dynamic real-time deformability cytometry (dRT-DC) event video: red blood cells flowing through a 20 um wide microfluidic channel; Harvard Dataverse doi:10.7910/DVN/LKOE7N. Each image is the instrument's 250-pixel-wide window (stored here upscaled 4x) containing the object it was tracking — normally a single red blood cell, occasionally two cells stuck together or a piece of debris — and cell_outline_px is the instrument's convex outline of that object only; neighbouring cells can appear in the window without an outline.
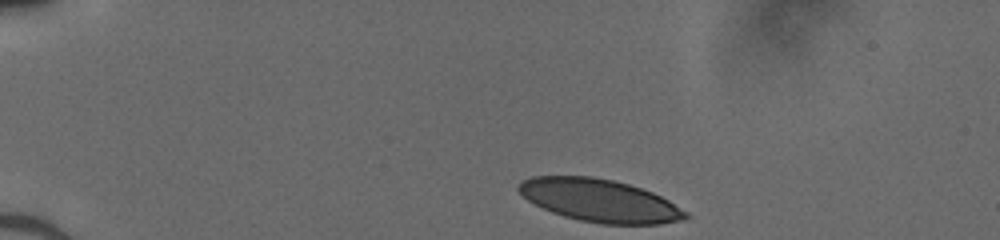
{"species": "human", "species_latin": "Homo sapiens", "temperature_condition": "cold", "stored_images_in_passage": 36, "camera_frame_rate_fps": 3000, "um_per_image_px": 0.085, "donor": {"sex": "male"}, "frame": {"image": 1, "passage_image": 1, "time_ms": 0.0, "image_size_px": [1000, 240], "cell_outline_px": [[692, 216], [684, 220], [660, 224], [600, 224], [580, 220], [564, 216], [552, 212], [528, 200], [516, 188], [524, 180], [532, 176], [592, 176], [612, 180], [628, 184], [652, 192], [668, 200], [688, 212]], "centroid_in_image_um": [51.01, 17.05], "position_along_channel_um": 34.0, "area_um2": 41.38}}
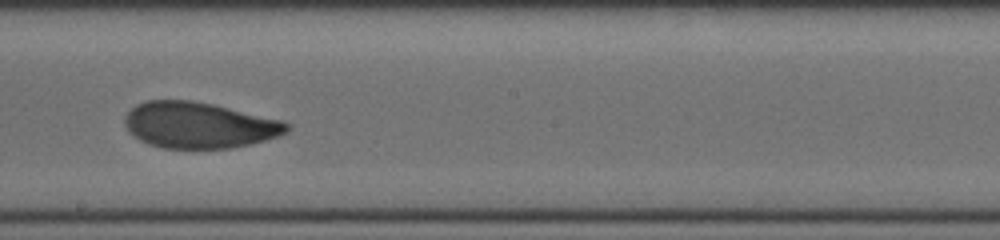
{"frame": {"image": 2, "passage_image": 21, "time_ms": 6.667, "image_size_px": [1000, 240], "cell_outline_px": [[292, 124], [288, 132], [280, 136], [248, 144], [228, 148], [164, 148], [148, 144], [132, 136], [128, 132], [124, 124], [124, 116], [136, 104], [144, 100], [192, 100], [212, 104], [284, 120]], "centroid_in_image_um": [16.91, 10.63], "position_along_channel_um": 231.3, "area_um2": 43.81}}
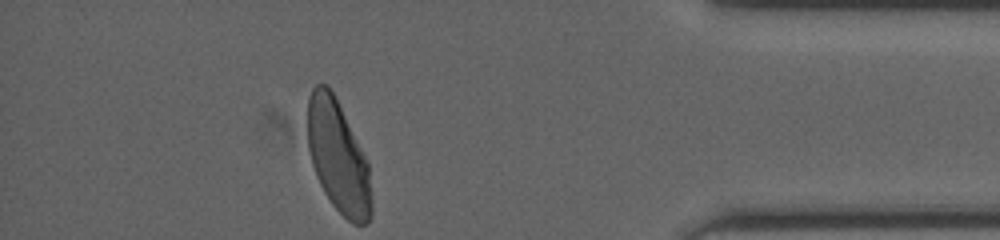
{"frame": {"image": 3, "passage_image": 36, "time_ms": 11.667, "image_size_px": [1000, 240], "cell_outline_px": [[372, 212], [368, 224], [352, 224], [332, 204], [324, 192], [316, 176], [312, 164], [308, 148], [308, 96], [312, 88], [316, 84], [328, 84], [368, 160], [372, 196]], "centroid_in_image_um": [28.75, 13.35], "position_along_channel_um": 406.4, "area_um2": 41.79}}